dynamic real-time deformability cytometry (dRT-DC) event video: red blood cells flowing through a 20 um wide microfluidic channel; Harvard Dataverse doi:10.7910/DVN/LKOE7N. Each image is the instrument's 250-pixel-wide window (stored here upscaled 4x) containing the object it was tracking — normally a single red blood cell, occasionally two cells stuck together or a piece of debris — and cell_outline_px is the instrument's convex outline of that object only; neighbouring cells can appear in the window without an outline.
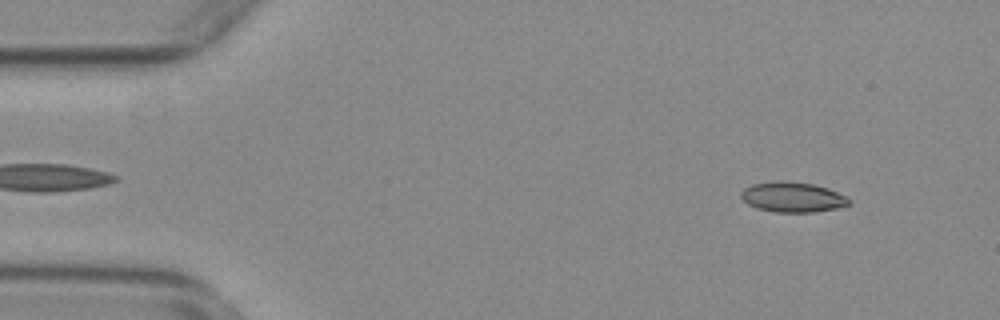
{"species": "common noctule bat (a hibernating species)", "species_latin": "Nyctalus noctula", "temperature_condition": "warm", "stored_images_in_passage": 50, "camera_frame_rate_fps": 3000, "um_per_image_px": 0.085, "animal": {"sex": "female", "body_mass_g": 29.2, "forearm_length_mm": 56.3}, "frame": {"image": 1, "passage_image": 1, "time_ms": 0.0, "image_size_px": [1000, 320], "cell_outline_px": [[852, 204], [836, 208], [816, 212], [776, 212], [756, 208], [748, 204], [740, 196], [740, 192], [744, 188], [752, 184], [776, 180], [784, 180], [812, 184], [828, 188], [848, 196], [852, 200]], "centroid_in_image_um": [67.39, 16.75], "position_along_channel_um": 17.6, "area_um2": 19.25}}
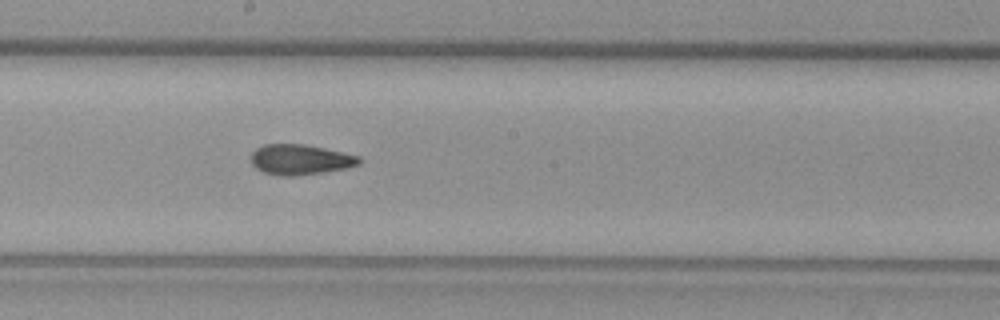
{"frame": {"image": 2, "passage_image": 25, "time_ms": 8.0, "image_size_px": [1000, 320], "cell_outline_px": [[364, 160], [360, 164], [348, 168], [324, 172], [292, 176], [280, 176], [264, 172], [256, 168], [252, 164], [252, 152], [256, 148], [264, 144], [304, 144], [324, 148], [360, 156]], "centroid_in_image_um": [25.56, 13.56], "position_along_channel_um": 222.6, "area_um2": 19.19}}
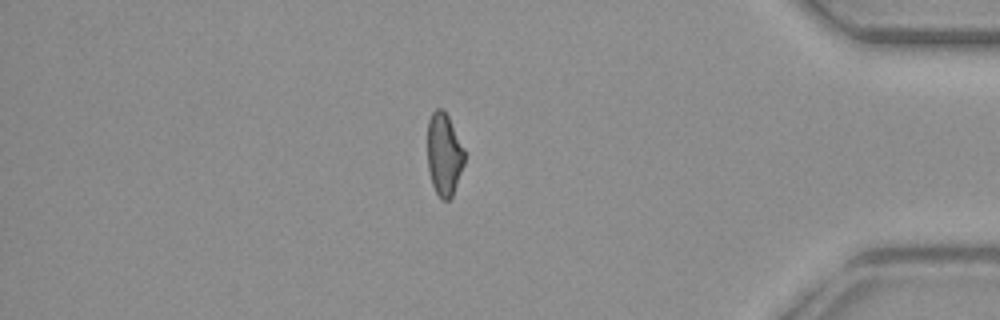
{"frame": {"image": 3, "passage_image": 42, "time_ms": 13.667, "image_size_px": [1000, 320], "cell_outline_px": [[464, 164], [452, 196], [448, 200], [440, 200], [432, 184], [428, 168], [428, 120], [432, 112], [436, 108], [444, 108], [464, 148]], "centroid_in_image_um": [37.74, 13.11], "position_along_channel_um": 397.5, "area_um2": 17.8}, "authors_computed_cell_mechanics": {"area_um2": 19.0162, "velocity_mm_per_s": 3.7574, "shape_relaxation_time_tau1_ms": null, "shape_relaxation_time_tau2_ms": 3.3827, "deformation_change_tau1": null, "deformation_change_tau2": 0.1007}}